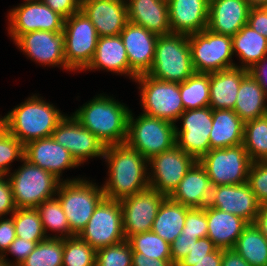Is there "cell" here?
<instances>
[{"label":"cell","instance_id":"15","mask_svg":"<svg viewBox=\"0 0 267 266\" xmlns=\"http://www.w3.org/2000/svg\"><path fill=\"white\" fill-rule=\"evenodd\" d=\"M8 34L15 41L20 35L38 30L63 32L65 18L41 1L25 2L10 9Z\"/></svg>","mask_w":267,"mask_h":266},{"label":"cell","instance_id":"5","mask_svg":"<svg viewBox=\"0 0 267 266\" xmlns=\"http://www.w3.org/2000/svg\"><path fill=\"white\" fill-rule=\"evenodd\" d=\"M194 73L188 36L177 33L158 35L148 75L158 80L181 83Z\"/></svg>","mask_w":267,"mask_h":266},{"label":"cell","instance_id":"50","mask_svg":"<svg viewBox=\"0 0 267 266\" xmlns=\"http://www.w3.org/2000/svg\"><path fill=\"white\" fill-rule=\"evenodd\" d=\"M65 19L81 10V0H40Z\"/></svg>","mask_w":267,"mask_h":266},{"label":"cell","instance_id":"19","mask_svg":"<svg viewBox=\"0 0 267 266\" xmlns=\"http://www.w3.org/2000/svg\"><path fill=\"white\" fill-rule=\"evenodd\" d=\"M130 67V78L148 74L152 68L158 35L142 26L127 22L120 33Z\"/></svg>","mask_w":267,"mask_h":266},{"label":"cell","instance_id":"21","mask_svg":"<svg viewBox=\"0 0 267 266\" xmlns=\"http://www.w3.org/2000/svg\"><path fill=\"white\" fill-rule=\"evenodd\" d=\"M24 158L52 173L60 181L62 171L80 166L70 152L57 143L52 136L32 140L24 145Z\"/></svg>","mask_w":267,"mask_h":266},{"label":"cell","instance_id":"51","mask_svg":"<svg viewBox=\"0 0 267 266\" xmlns=\"http://www.w3.org/2000/svg\"><path fill=\"white\" fill-rule=\"evenodd\" d=\"M0 218V257L9 248V245L15 240L16 231L13 218L8 216Z\"/></svg>","mask_w":267,"mask_h":266},{"label":"cell","instance_id":"28","mask_svg":"<svg viewBox=\"0 0 267 266\" xmlns=\"http://www.w3.org/2000/svg\"><path fill=\"white\" fill-rule=\"evenodd\" d=\"M207 237L218 249H233L243 229L249 224L243 218L207 205Z\"/></svg>","mask_w":267,"mask_h":266},{"label":"cell","instance_id":"42","mask_svg":"<svg viewBox=\"0 0 267 266\" xmlns=\"http://www.w3.org/2000/svg\"><path fill=\"white\" fill-rule=\"evenodd\" d=\"M95 266H132V248L128 240L97 249Z\"/></svg>","mask_w":267,"mask_h":266},{"label":"cell","instance_id":"23","mask_svg":"<svg viewBox=\"0 0 267 266\" xmlns=\"http://www.w3.org/2000/svg\"><path fill=\"white\" fill-rule=\"evenodd\" d=\"M171 33L192 35L208 27L209 0H167Z\"/></svg>","mask_w":267,"mask_h":266},{"label":"cell","instance_id":"20","mask_svg":"<svg viewBox=\"0 0 267 266\" xmlns=\"http://www.w3.org/2000/svg\"><path fill=\"white\" fill-rule=\"evenodd\" d=\"M208 206L237 215L254 223L260 203L247 183L212 186Z\"/></svg>","mask_w":267,"mask_h":266},{"label":"cell","instance_id":"9","mask_svg":"<svg viewBox=\"0 0 267 266\" xmlns=\"http://www.w3.org/2000/svg\"><path fill=\"white\" fill-rule=\"evenodd\" d=\"M191 59L196 73L218 72L236 66L232 37L204 29L188 36Z\"/></svg>","mask_w":267,"mask_h":266},{"label":"cell","instance_id":"22","mask_svg":"<svg viewBox=\"0 0 267 266\" xmlns=\"http://www.w3.org/2000/svg\"><path fill=\"white\" fill-rule=\"evenodd\" d=\"M81 11L90 19L99 37L120 35L128 22L125 0H81Z\"/></svg>","mask_w":267,"mask_h":266},{"label":"cell","instance_id":"2","mask_svg":"<svg viewBox=\"0 0 267 266\" xmlns=\"http://www.w3.org/2000/svg\"><path fill=\"white\" fill-rule=\"evenodd\" d=\"M130 111L112 96L98 94L72 115L108 146L126 143Z\"/></svg>","mask_w":267,"mask_h":266},{"label":"cell","instance_id":"17","mask_svg":"<svg viewBox=\"0 0 267 266\" xmlns=\"http://www.w3.org/2000/svg\"><path fill=\"white\" fill-rule=\"evenodd\" d=\"M52 138L67 149L80 166L88 158L104 157V143L73 115H67L60 121L52 133Z\"/></svg>","mask_w":267,"mask_h":266},{"label":"cell","instance_id":"46","mask_svg":"<svg viewBox=\"0 0 267 266\" xmlns=\"http://www.w3.org/2000/svg\"><path fill=\"white\" fill-rule=\"evenodd\" d=\"M36 242L25 240L23 238L16 237L15 240L9 245V248L1 256L11 266H20V264L28 257V255L34 250ZM6 253H10L15 256L14 262L6 259Z\"/></svg>","mask_w":267,"mask_h":266},{"label":"cell","instance_id":"39","mask_svg":"<svg viewBox=\"0 0 267 266\" xmlns=\"http://www.w3.org/2000/svg\"><path fill=\"white\" fill-rule=\"evenodd\" d=\"M64 238H47L36 244L20 266H62Z\"/></svg>","mask_w":267,"mask_h":266},{"label":"cell","instance_id":"1","mask_svg":"<svg viewBox=\"0 0 267 266\" xmlns=\"http://www.w3.org/2000/svg\"><path fill=\"white\" fill-rule=\"evenodd\" d=\"M103 159L109 176L102 185L106 199L121 200L149 187L148 160L126 143L106 146Z\"/></svg>","mask_w":267,"mask_h":266},{"label":"cell","instance_id":"3","mask_svg":"<svg viewBox=\"0 0 267 266\" xmlns=\"http://www.w3.org/2000/svg\"><path fill=\"white\" fill-rule=\"evenodd\" d=\"M42 98L33 94L4 116V127L23 145L32 140L51 137L66 116Z\"/></svg>","mask_w":267,"mask_h":266},{"label":"cell","instance_id":"11","mask_svg":"<svg viewBox=\"0 0 267 266\" xmlns=\"http://www.w3.org/2000/svg\"><path fill=\"white\" fill-rule=\"evenodd\" d=\"M64 56L72 71H82L91 62L98 34L87 15L81 10L64 21Z\"/></svg>","mask_w":267,"mask_h":266},{"label":"cell","instance_id":"24","mask_svg":"<svg viewBox=\"0 0 267 266\" xmlns=\"http://www.w3.org/2000/svg\"><path fill=\"white\" fill-rule=\"evenodd\" d=\"M250 8L248 0H209L207 29L233 37L248 23Z\"/></svg>","mask_w":267,"mask_h":266},{"label":"cell","instance_id":"54","mask_svg":"<svg viewBox=\"0 0 267 266\" xmlns=\"http://www.w3.org/2000/svg\"><path fill=\"white\" fill-rule=\"evenodd\" d=\"M248 73L260 84L267 96V55L254 64Z\"/></svg>","mask_w":267,"mask_h":266},{"label":"cell","instance_id":"33","mask_svg":"<svg viewBox=\"0 0 267 266\" xmlns=\"http://www.w3.org/2000/svg\"><path fill=\"white\" fill-rule=\"evenodd\" d=\"M233 55H237L241 65L249 70L267 55V39L246 24L232 37Z\"/></svg>","mask_w":267,"mask_h":266},{"label":"cell","instance_id":"4","mask_svg":"<svg viewBox=\"0 0 267 266\" xmlns=\"http://www.w3.org/2000/svg\"><path fill=\"white\" fill-rule=\"evenodd\" d=\"M56 197L69 222L70 230L78 235L87 225L95 208L105 198L101 186L84 178L61 181Z\"/></svg>","mask_w":267,"mask_h":266},{"label":"cell","instance_id":"30","mask_svg":"<svg viewBox=\"0 0 267 266\" xmlns=\"http://www.w3.org/2000/svg\"><path fill=\"white\" fill-rule=\"evenodd\" d=\"M210 150L237 146L243 143L244 122L234 110H213Z\"/></svg>","mask_w":267,"mask_h":266},{"label":"cell","instance_id":"57","mask_svg":"<svg viewBox=\"0 0 267 266\" xmlns=\"http://www.w3.org/2000/svg\"><path fill=\"white\" fill-rule=\"evenodd\" d=\"M254 224L259 228L261 233L267 238V205L260 206Z\"/></svg>","mask_w":267,"mask_h":266},{"label":"cell","instance_id":"34","mask_svg":"<svg viewBox=\"0 0 267 266\" xmlns=\"http://www.w3.org/2000/svg\"><path fill=\"white\" fill-rule=\"evenodd\" d=\"M251 266H267V238L254 223H249L234 248Z\"/></svg>","mask_w":267,"mask_h":266},{"label":"cell","instance_id":"49","mask_svg":"<svg viewBox=\"0 0 267 266\" xmlns=\"http://www.w3.org/2000/svg\"><path fill=\"white\" fill-rule=\"evenodd\" d=\"M247 24L267 39V6H251Z\"/></svg>","mask_w":267,"mask_h":266},{"label":"cell","instance_id":"41","mask_svg":"<svg viewBox=\"0 0 267 266\" xmlns=\"http://www.w3.org/2000/svg\"><path fill=\"white\" fill-rule=\"evenodd\" d=\"M96 250L77 235L64 238L62 266H95Z\"/></svg>","mask_w":267,"mask_h":266},{"label":"cell","instance_id":"52","mask_svg":"<svg viewBox=\"0 0 267 266\" xmlns=\"http://www.w3.org/2000/svg\"><path fill=\"white\" fill-rule=\"evenodd\" d=\"M176 266H222V249L216 248L200 259L183 258Z\"/></svg>","mask_w":267,"mask_h":266},{"label":"cell","instance_id":"14","mask_svg":"<svg viewBox=\"0 0 267 266\" xmlns=\"http://www.w3.org/2000/svg\"><path fill=\"white\" fill-rule=\"evenodd\" d=\"M213 109L210 106L184 111L175 125L176 145L186 154L199 161L210 150V132L213 124Z\"/></svg>","mask_w":267,"mask_h":266},{"label":"cell","instance_id":"31","mask_svg":"<svg viewBox=\"0 0 267 266\" xmlns=\"http://www.w3.org/2000/svg\"><path fill=\"white\" fill-rule=\"evenodd\" d=\"M267 96L260 84L248 74L242 81L237 93L234 111L248 122L267 114Z\"/></svg>","mask_w":267,"mask_h":266},{"label":"cell","instance_id":"59","mask_svg":"<svg viewBox=\"0 0 267 266\" xmlns=\"http://www.w3.org/2000/svg\"><path fill=\"white\" fill-rule=\"evenodd\" d=\"M0 266H11V265H9L5 260L2 259V257H0Z\"/></svg>","mask_w":267,"mask_h":266},{"label":"cell","instance_id":"8","mask_svg":"<svg viewBox=\"0 0 267 266\" xmlns=\"http://www.w3.org/2000/svg\"><path fill=\"white\" fill-rule=\"evenodd\" d=\"M134 81L140 85L142 113L176 125L185 111L180 96V83L158 80L148 74L137 76Z\"/></svg>","mask_w":267,"mask_h":266},{"label":"cell","instance_id":"10","mask_svg":"<svg viewBox=\"0 0 267 266\" xmlns=\"http://www.w3.org/2000/svg\"><path fill=\"white\" fill-rule=\"evenodd\" d=\"M199 163L205 168L212 186L247 183L252 161L243 144L211 149Z\"/></svg>","mask_w":267,"mask_h":266},{"label":"cell","instance_id":"29","mask_svg":"<svg viewBox=\"0 0 267 266\" xmlns=\"http://www.w3.org/2000/svg\"><path fill=\"white\" fill-rule=\"evenodd\" d=\"M100 69L130 78L128 56L120 35L98 37L94 56L83 71Z\"/></svg>","mask_w":267,"mask_h":266},{"label":"cell","instance_id":"37","mask_svg":"<svg viewBox=\"0 0 267 266\" xmlns=\"http://www.w3.org/2000/svg\"><path fill=\"white\" fill-rule=\"evenodd\" d=\"M36 209L40 214L43 229L48 238L63 239L76 236L70 230L69 222L57 197L43 201ZM48 230L57 232V234L55 236L47 235Z\"/></svg>","mask_w":267,"mask_h":266},{"label":"cell","instance_id":"43","mask_svg":"<svg viewBox=\"0 0 267 266\" xmlns=\"http://www.w3.org/2000/svg\"><path fill=\"white\" fill-rule=\"evenodd\" d=\"M24 158V145L4 127L0 131V173L7 176L10 173V163Z\"/></svg>","mask_w":267,"mask_h":266},{"label":"cell","instance_id":"55","mask_svg":"<svg viewBox=\"0 0 267 266\" xmlns=\"http://www.w3.org/2000/svg\"><path fill=\"white\" fill-rule=\"evenodd\" d=\"M132 266H176L171 260L148 258L143 253L132 252Z\"/></svg>","mask_w":267,"mask_h":266},{"label":"cell","instance_id":"32","mask_svg":"<svg viewBox=\"0 0 267 266\" xmlns=\"http://www.w3.org/2000/svg\"><path fill=\"white\" fill-rule=\"evenodd\" d=\"M190 209L166 197L159 206L151 231L171 244L181 234Z\"/></svg>","mask_w":267,"mask_h":266},{"label":"cell","instance_id":"47","mask_svg":"<svg viewBox=\"0 0 267 266\" xmlns=\"http://www.w3.org/2000/svg\"><path fill=\"white\" fill-rule=\"evenodd\" d=\"M197 236L179 235L171 244V261L176 265L183 259L196 243Z\"/></svg>","mask_w":267,"mask_h":266},{"label":"cell","instance_id":"13","mask_svg":"<svg viewBox=\"0 0 267 266\" xmlns=\"http://www.w3.org/2000/svg\"><path fill=\"white\" fill-rule=\"evenodd\" d=\"M196 162L177 145L153 156L148 160L149 187L169 197Z\"/></svg>","mask_w":267,"mask_h":266},{"label":"cell","instance_id":"45","mask_svg":"<svg viewBox=\"0 0 267 266\" xmlns=\"http://www.w3.org/2000/svg\"><path fill=\"white\" fill-rule=\"evenodd\" d=\"M207 206L191 208L186 215L185 225L180 235L197 236L198 239L207 237Z\"/></svg>","mask_w":267,"mask_h":266},{"label":"cell","instance_id":"61","mask_svg":"<svg viewBox=\"0 0 267 266\" xmlns=\"http://www.w3.org/2000/svg\"><path fill=\"white\" fill-rule=\"evenodd\" d=\"M37 1H40V0H24V3L25 2H37Z\"/></svg>","mask_w":267,"mask_h":266},{"label":"cell","instance_id":"27","mask_svg":"<svg viewBox=\"0 0 267 266\" xmlns=\"http://www.w3.org/2000/svg\"><path fill=\"white\" fill-rule=\"evenodd\" d=\"M248 70L231 67L210 73V102L213 110H233L241 81L248 75Z\"/></svg>","mask_w":267,"mask_h":266},{"label":"cell","instance_id":"44","mask_svg":"<svg viewBox=\"0 0 267 266\" xmlns=\"http://www.w3.org/2000/svg\"><path fill=\"white\" fill-rule=\"evenodd\" d=\"M247 184L260 205H267V161L252 162Z\"/></svg>","mask_w":267,"mask_h":266},{"label":"cell","instance_id":"6","mask_svg":"<svg viewBox=\"0 0 267 266\" xmlns=\"http://www.w3.org/2000/svg\"><path fill=\"white\" fill-rule=\"evenodd\" d=\"M20 162L22 166L7 175L16 208H36L56 197L61 182L58 178L25 158Z\"/></svg>","mask_w":267,"mask_h":266},{"label":"cell","instance_id":"40","mask_svg":"<svg viewBox=\"0 0 267 266\" xmlns=\"http://www.w3.org/2000/svg\"><path fill=\"white\" fill-rule=\"evenodd\" d=\"M127 240L132 252L143 253L148 258L171 260L170 244L153 231L132 235Z\"/></svg>","mask_w":267,"mask_h":266},{"label":"cell","instance_id":"18","mask_svg":"<svg viewBox=\"0 0 267 266\" xmlns=\"http://www.w3.org/2000/svg\"><path fill=\"white\" fill-rule=\"evenodd\" d=\"M14 43L30 60L42 66L61 67L72 72L66 65L63 32L46 30L29 32L20 35Z\"/></svg>","mask_w":267,"mask_h":266},{"label":"cell","instance_id":"16","mask_svg":"<svg viewBox=\"0 0 267 266\" xmlns=\"http://www.w3.org/2000/svg\"><path fill=\"white\" fill-rule=\"evenodd\" d=\"M166 198L151 187L119 200L125 238L151 231L160 204Z\"/></svg>","mask_w":267,"mask_h":266},{"label":"cell","instance_id":"60","mask_svg":"<svg viewBox=\"0 0 267 266\" xmlns=\"http://www.w3.org/2000/svg\"><path fill=\"white\" fill-rule=\"evenodd\" d=\"M1 116V115H0ZM4 128V117H0V131Z\"/></svg>","mask_w":267,"mask_h":266},{"label":"cell","instance_id":"53","mask_svg":"<svg viewBox=\"0 0 267 266\" xmlns=\"http://www.w3.org/2000/svg\"><path fill=\"white\" fill-rule=\"evenodd\" d=\"M215 249L216 246L208 237L200 238L197 239L191 251L184 258H190V259L204 258V256L213 252Z\"/></svg>","mask_w":267,"mask_h":266},{"label":"cell","instance_id":"12","mask_svg":"<svg viewBox=\"0 0 267 266\" xmlns=\"http://www.w3.org/2000/svg\"><path fill=\"white\" fill-rule=\"evenodd\" d=\"M77 236L95 250L124 241L126 238L119 200L104 198Z\"/></svg>","mask_w":267,"mask_h":266},{"label":"cell","instance_id":"25","mask_svg":"<svg viewBox=\"0 0 267 266\" xmlns=\"http://www.w3.org/2000/svg\"><path fill=\"white\" fill-rule=\"evenodd\" d=\"M211 191L212 184L207 172L197 161L169 198L189 208H205L209 203Z\"/></svg>","mask_w":267,"mask_h":266},{"label":"cell","instance_id":"35","mask_svg":"<svg viewBox=\"0 0 267 266\" xmlns=\"http://www.w3.org/2000/svg\"><path fill=\"white\" fill-rule=\"evenodd\" d=\"M210 73H194L180 83V96L184 110L209 106Z\"/></svg>","mask_w":267,"mask_h":266},{"label":"cell","instance_id":"26","mask_svg":"<svg viewBox=\"0 0 267 266\" xmlns=\"http://www.w3.org/2000/svg\"><path fill=\"white\" fill-rule=\"evenodd\" d=\"M128 21L157 35L171 33L167 0H125Z\"/></svg>","mask_w":267,"mask_h":266},{"label":"cell","instance_id":"58","mask_svg":"<svg viewBox=\"0 0 267 266\" xmlns=\"http://www.w3.org/2000/svg\"><path fill=\"white\" fill-rule=\"evenodd\" d=\"M251 6H267V0H248Z\"/></svg>","mask_w":267,"mask_h":266},{"label":"cell","instance_id":"48","mask_svg":"<svg viewBox=\"0 0 267 266\" xmlns=\"http://www.w3.org/2000/svg\"><path fill=\"white\" fill-rule=\"evenodd\" d=\"M12 188L7 176L0 178V218L12 215L16 210Z\"/></svg>","mask_w":267,"mask_h":266},{"label":"cell","instance_id":"56","mask_svg":"<svg viewBox=\"0 0 267 266\" xmlns=\"http://www.w3.org/2000/svg\"><path fill=\"white\" fill-rule=\"evenodd\" d=\"M222 266H251L234 249L222 250Z\"/></svg>","mask_w":267,"mask_h":266},{"label":"cell","instance_id":"38","mask_svg":"<svg viewBox=\"0 0 267 266\" xmlns=\"http://www.w3.org/2000/svg\"><path fill=\"white\" fill-rule=\"evenodd\" d=\"M11 217L17 237L36 243L48 238L36 208H17Z\"/></svg>","mask_w":267,"mask_h":266},{"label":"cell","instance_id":"7","mask_svg":"<svg viewBox=\"0 0 267 266\" xmlns=\"http://www.w3.org/2000/svg\"><path fill=\"white\" fill-rule=\"evenodd\" d=\"M133 116L130 111L126 144L147 160L176 145L174 123L144 113L136 119Z\"/></svg>","mask_w":267,"mask_h":266},{"label":"cell","instance_id":"36","mask_svg":"<svg viewBox=\"0 0 267 266\" xmlns=\"http://www.w3.org/2000/svg\"><path fill=\"white\" fill-rule=\"evenodd\" d=\"M242 144L252 162L267 161V115L244 123Z\"/></svg>","mask_w":267,"mask_h":266}]
</instances>
